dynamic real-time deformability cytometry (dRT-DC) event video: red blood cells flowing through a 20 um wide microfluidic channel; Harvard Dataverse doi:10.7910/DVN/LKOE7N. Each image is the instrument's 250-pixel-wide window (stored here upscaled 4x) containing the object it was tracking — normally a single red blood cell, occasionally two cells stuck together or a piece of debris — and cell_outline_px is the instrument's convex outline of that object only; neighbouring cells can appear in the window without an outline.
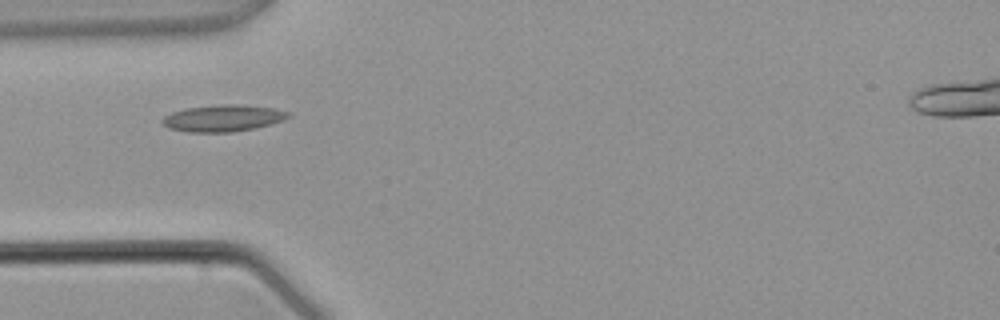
{"species": "common noctule bat (a hibernating species)", "species_latin": "Nyctalus noctula", "temperature_condition": "warm", "stored_images_in_passage": 4, "camera_frame_rate_fps": 3000, "um_per_image_px": 0.085, "animal": {"sex": "male", "body_mass_g": 21.5, "forearm_length_mm": 52.0}, "frame": {"image": 1, "passage_image": 3, "time_ms": 2.667, "image_size_px": [1000, 320], "cell_outline_px": [[292, 116], [284, 120], [256, 128], [232, 132], [188, 132], [168, 128], [160, 120], [164, 116], [172, 112], [184, 108], [224, 104], [240, 104], [272, 108], [288, 112]], "centroid_in_image_um": [18.95, 10.04], "position_along_channel_um": 66.1, "area_um2": 19.65}}
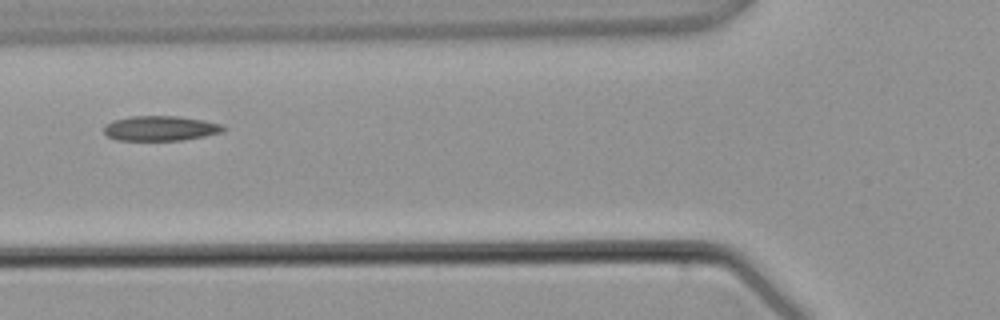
{"frame": {"image": 2, "passage_image": 4, "time_ms": 3.667, "image_size_px": [1000, 320], "cell_outline_px": [[228, 128], [224, 132], [184, 140], [116, 140], [108, 136], [104, 132], [104, 124], [112, 120], [132, 116], [176, 116], [204, 120], [224, 124]], "centroid_in_image_um": [13.68, 10.9], "position_along_channel_um": 112.1, "area_um2": 17.57}}